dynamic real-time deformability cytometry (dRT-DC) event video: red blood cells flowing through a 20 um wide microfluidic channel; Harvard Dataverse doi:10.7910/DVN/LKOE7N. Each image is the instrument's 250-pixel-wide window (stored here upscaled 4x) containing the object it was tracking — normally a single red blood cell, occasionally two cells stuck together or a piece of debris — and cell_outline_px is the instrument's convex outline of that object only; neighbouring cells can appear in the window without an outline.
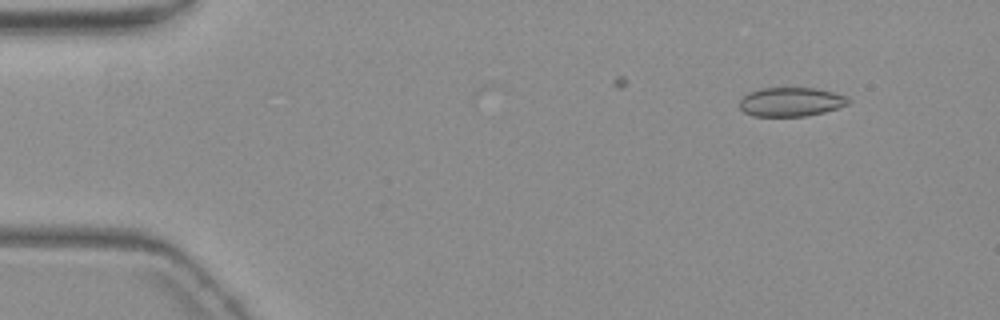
{"species": "common noctule bat (a hibernating species)", "species_latin": "Nyctalus noctula", "temperature_condition": "warm", "stored_images_in_passage": 10, "camera_frame_rate_fps": 3000, "um_per_image_px": 0.085, "animal": {"sex": "female", "body_mass_g": 19.3, "forearm_length_mm": 54.1}, "frame": {"image": 1, "passage_image": 5, "time_ms": 1.333, "image_size_px": [1000, 320], "cell_outline_px": [[852, 100], [848, 104], [824, 112], [804, 116], [752, 116], [744, 112], [740, 108], [740, 100], [748, 92], [760, 88], [816, 88], [848, 96]], "centroid_in_image_um": [67.23, 8.65], "position_along_channel_um": 17.8, "area_um2": 18.44}}